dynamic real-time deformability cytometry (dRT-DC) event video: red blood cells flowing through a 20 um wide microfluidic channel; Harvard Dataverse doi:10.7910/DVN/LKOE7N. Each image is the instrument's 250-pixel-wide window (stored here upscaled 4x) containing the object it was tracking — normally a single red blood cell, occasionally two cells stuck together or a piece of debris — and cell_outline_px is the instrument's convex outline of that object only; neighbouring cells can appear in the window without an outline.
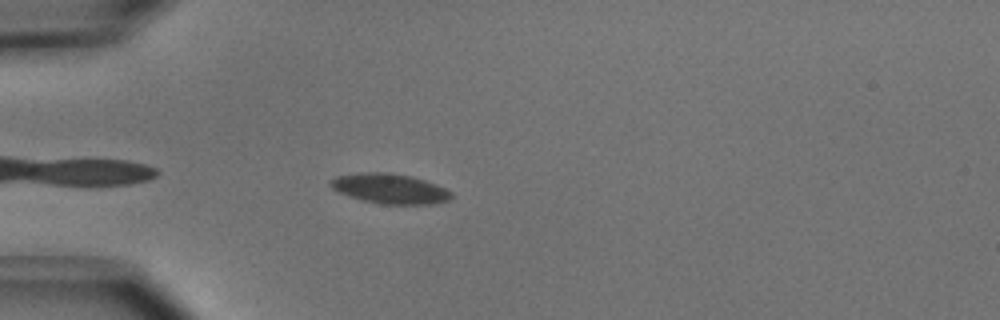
{"species": "common noctule bat (a hibernating species)", "species_latin": "Nyctalus noctula", "temperature_condition": "cold", "stored_images_in_passage": 33, "camera_frame_rate_fps": 3000, "um_per_image_px": 0.085, "animal": {"sex": "male", "body_mass_g": 15.6}, "frame": {"image": 1, "passage_image": 3, "time_ms": 0.667, "image_size_px": [1000, 320], "cell_outline_px": [[452, 196], [448, 200], [432, 204], [380, 204], [364, 200], [340, 192], [332, 188], [328, 184], [336, 176], [360, 172], [384, 172], [412, 176], [436, 184], [452, 192]], "centroid_in_image_um": [33.15, 16.02], "position_along_channel_um": 51.9, "area_um2": 20.87}}
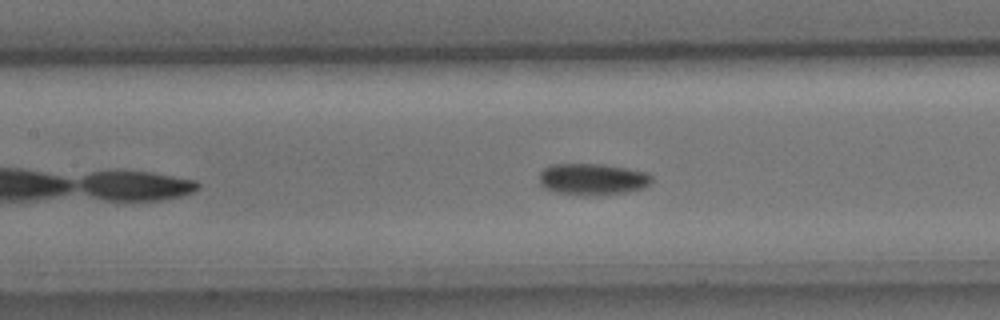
{"frame": {"image": 2, "passage_image": 12, "time_ms": 3.667, "image_size_px": [1000, 320], "cell_outline_px": [[652, 180], [644, 188], [628, 192], [584, 196], [556, 192], [544, 188], [540, 184], [540, 172], [544, 168], [552, 164], [600, 164], [648, 172], [652, 176]], "centroid_in_image_um": [50.36, 15.24], "position_along_channel_um": 157.0, "area_um2": 20.69}}
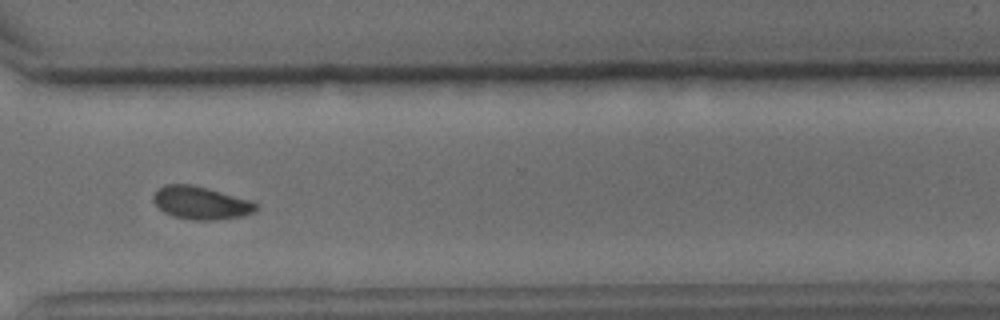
{"frame": {"image": 3, "passage_image": 27, "time_ms": 8.667, "image_size_px": [1000, 320], "cell_outline_px": [[256, 208], [252, 212], [244, 216], [220, 220], [196, 220], [176, 216], [164, 212], [152, 200], [152, 196], [164, 184], [192, 184], [208, 188], [248, 200], [256, 204]], "centroid_in_image_um": [17.05, 17.24], "position_along_channel_um": 353.5, "area_um2": 19.36}, "authors_computed_cell_mechanics": {"area_um2": 20.23, "velocity_mm_per_s": 3.9401, "shape_relaxation_time_tau1_ms": 2.9822, "shape_relaxation_time_tau2_ms": 7.4569, "deformation_change_tau1": 0.0912, "deformation_change_tau2": 0.0732}}